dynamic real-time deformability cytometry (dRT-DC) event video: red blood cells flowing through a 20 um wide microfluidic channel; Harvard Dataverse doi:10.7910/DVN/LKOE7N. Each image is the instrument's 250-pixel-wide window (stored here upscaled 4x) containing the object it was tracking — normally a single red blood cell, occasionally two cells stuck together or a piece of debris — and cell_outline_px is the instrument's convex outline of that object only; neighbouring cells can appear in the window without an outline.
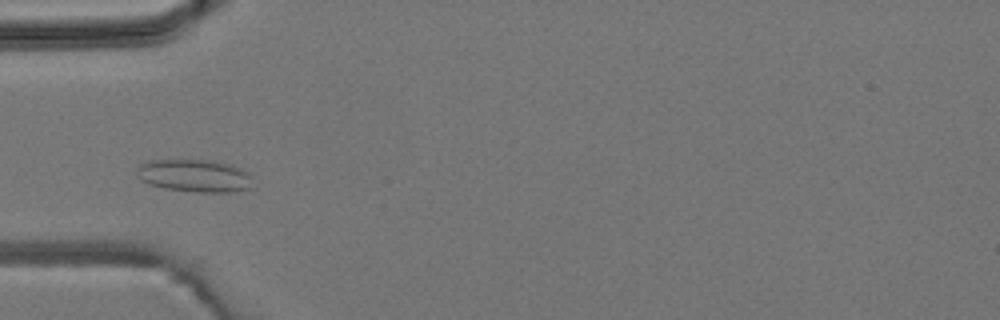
{"species": "common noctule bat (a hibernating species)", "species_latin": "Nyctalus noctula", "temperature_condition": "room temperature", "stored_images_in_passage": 3, "camera_frame_rate_fps": 3000, "um_per_image_px": 0.085, "animal": {"sex": "male", "body_mass_g": 19.2, "forearm_length_mm": 51.8}, "frame": {"image": 1, "passage_image": 2, "time_ms": 2.0, "image_size_px": [1000, 320], "cell_outline_px": [[252, 188], [232, 192], [200, 192], [164, 188], [148, 184], [140, 180], [136, 176], [136, 168], [140, 164], [148, 160], [212, 160], [232, 164], [248, 172], [252, 176]], "centroid_in_image_um": [16.54, 14.93], "position_along_channel_um": 68.5, "area_um2": 22.43}}